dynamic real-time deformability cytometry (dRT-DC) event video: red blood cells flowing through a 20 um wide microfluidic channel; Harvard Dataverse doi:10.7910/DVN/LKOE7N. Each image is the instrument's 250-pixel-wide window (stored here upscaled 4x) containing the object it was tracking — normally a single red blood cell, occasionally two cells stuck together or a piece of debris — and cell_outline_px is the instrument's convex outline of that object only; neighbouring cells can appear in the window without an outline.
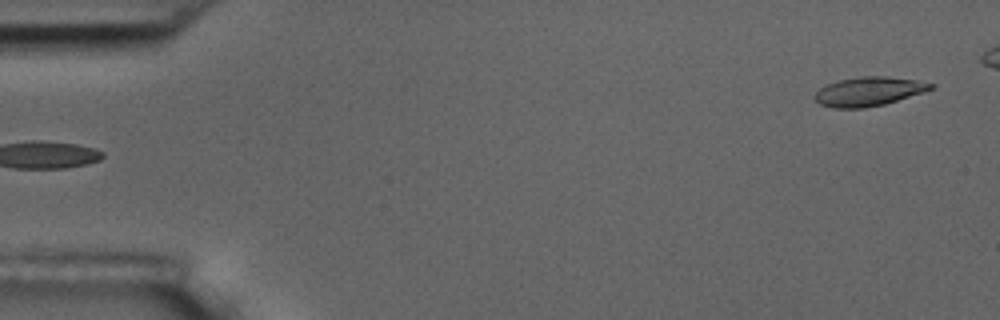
{"species": "common noctule bat (a hibernating species)", "species_latin": "Nyctalus noctula", "temperature_condition": "room temperature", "stored_images_in_passage": 5, "camera_frame_rate_fps": 3000, "um_per_image_px": 0.085, "animal": {"sex": "male", "body_mass_g": 17.5, "forearm_length_mm": 52.3}, "frame": {"image": 1, "passage_image": 5, "time_ms": 4.667, "image_size_px": [1000, 320], "cell_outline_px": [[936, 88], [924, 92], [884, 104], [864, 108], [832, 108], [820, 104], [812, 96], [824, 84], [840, 80], [860, 76], [888, 76], [916, 80], [936, 84]], "centroid_in_image_um": [73.85, 7.77], "position_along_channel_um": 11.2, "area_um2": 19.83}}